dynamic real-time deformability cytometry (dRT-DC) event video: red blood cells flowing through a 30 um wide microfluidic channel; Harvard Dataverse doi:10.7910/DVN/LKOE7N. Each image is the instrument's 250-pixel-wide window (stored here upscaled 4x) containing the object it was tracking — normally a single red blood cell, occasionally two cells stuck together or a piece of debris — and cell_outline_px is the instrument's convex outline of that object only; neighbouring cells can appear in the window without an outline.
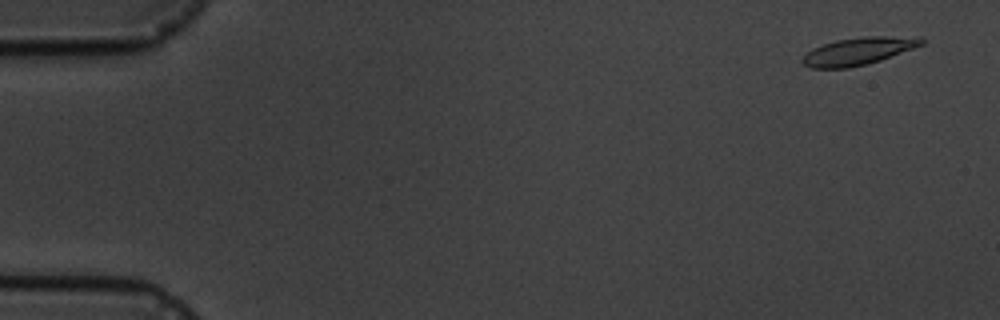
{"species": "common noctule bat (a hibernating species)", "species_latin": "Nyctalus noctula", "temperature_condition": "cold", "stored_images_in_passage": 5, "camera_frame_rate_fps": 3000, "um_per_image_px": 0.085, "animal": {"sex": "male", "body_mass_g": 19.5, "forearm_length_mm": 54.6}, "frame": {"image": 1, "passage_image": 1, "time_ms": 0.0, "image_size_px": [1000, 320], "cell_outline_px": [[924, 44], [880, 60], [868, 64], [848, 68], [812, 68], [804, 64], [800, 60], [812, 48], [836, 40], [864, 36], [924, 36]], "centroid_in_image_um": [73.0, 4.33], "position_along_channel_um": 12.0, "area_um2": 19.13}}
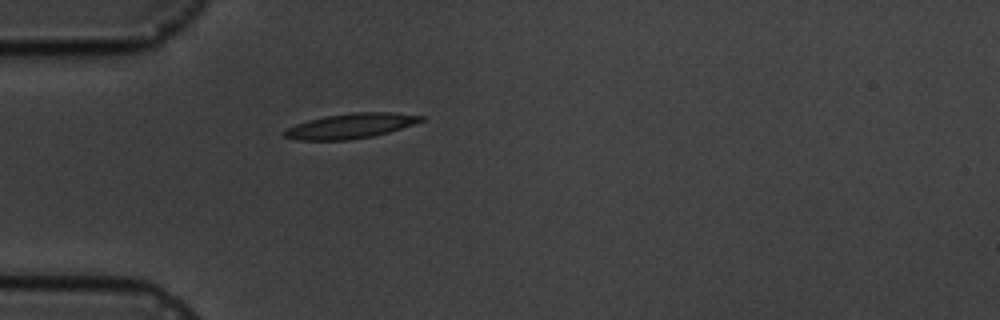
{"frame": {"image": 2, "passage_image": 5, "time_ms": 4.667, "image_size_px": [1000, 320], "cell_outline_px": [[424, 120], [388, 132], [372, 136], [348, 140], [296, 140], [284, 136], [284, 132], [288, 128], [296, 124], [308, 120], [324, 116], [352, 112], [396, 112], [424, 116]], "centroid_in_image_um": [29.8, 10.69], "position_along_channel_um": 55.2, "area_um2": 19.77}}